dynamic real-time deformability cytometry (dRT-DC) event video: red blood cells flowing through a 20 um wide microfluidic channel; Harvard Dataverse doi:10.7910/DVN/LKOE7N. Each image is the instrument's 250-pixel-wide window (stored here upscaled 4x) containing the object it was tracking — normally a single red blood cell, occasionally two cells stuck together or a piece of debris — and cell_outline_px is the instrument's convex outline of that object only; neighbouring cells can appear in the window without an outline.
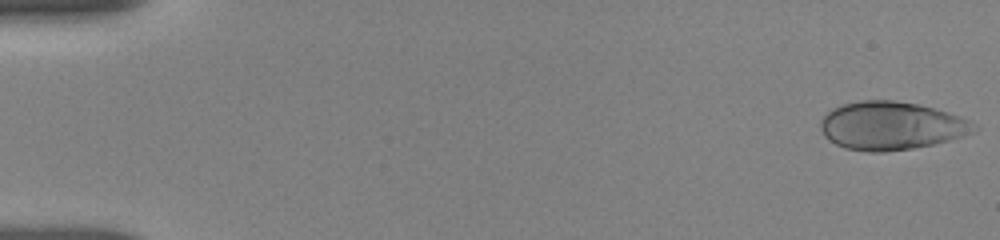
{"species": "human", "species_latin": "Homo sapiens", "temperature_condition": "room temperature", "stored_images_in_passage": 17, "camera_frame_rate_fps": 3000, "um_per_image_px": 0.085, "donor": {"sex": "female"}, "frame": {"image": 1, "passage_image": 1, "time_ms": 0.0, "image_size_px": [1000, 240], "cell_outline_px": [[964, 120], [960, 136], [948, 140], [932, 144], [912, 148], [884, 152], [868, 152], [844, 148], [828, 140], [824, 136], [820, 128], [820, 120], [832, 108], [844, 104], [860, 100], [892, 100], [916, 104], [948, 112]], "centroid_in_image_um": [75.49, 10.69], "position_along_channel_um": 9.5, "area_um2": 41.5}}
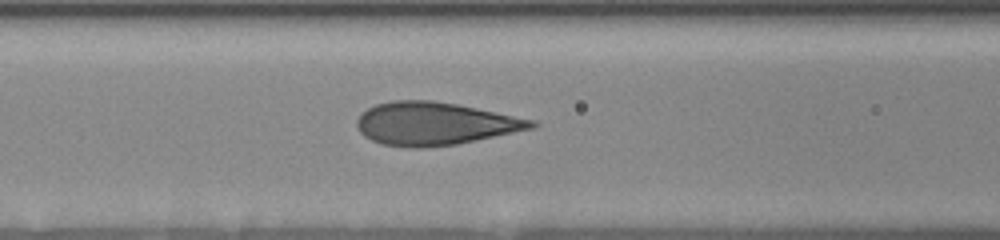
{"frame": {"image": 2, "passage_image": 13, "time_ms": 7.0, "image_size_px": [1000, 240], "cell_outline_px": [[540, 124], [532, 128], [456, 144], [420, 148], [408, 148], [380, 144], [364, 136], [356, 128], [356, 120], [368, 108], [376, 104], [392, 100], [432, 100], [456, 104], [536, 120]], "centroid_in_image_um": [36.91, 10.51], "position_along_channel_um": 129.7, "area_um2": 43.47}}
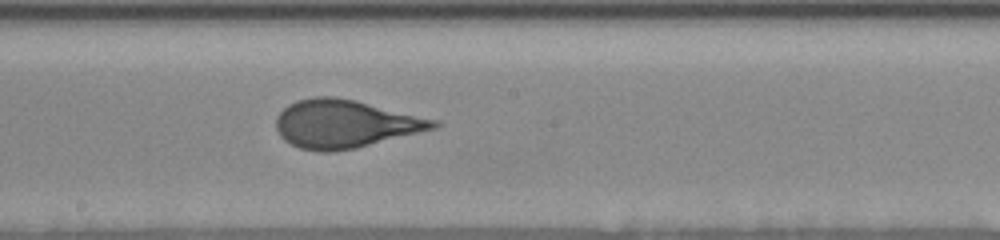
{"frame": {"image": 3, "passage_image": 17, "time_ms": 9.333, "image_size_px": [1000, 240], "cell_outline_px": [[440, 124], [436, 128], [356, 148], [332, 152], [320, 152], [300, 148], [284, 140], [280, 136], [276, 128], [276, 116], [288, 104], [296, 100], [316, 96], [332, 96], [356, 100], [440, 120]], "centroid_in_image_um": [29.32, 10.52], "position_along_channel_um": 218.9, "area_um2": 44.27}}